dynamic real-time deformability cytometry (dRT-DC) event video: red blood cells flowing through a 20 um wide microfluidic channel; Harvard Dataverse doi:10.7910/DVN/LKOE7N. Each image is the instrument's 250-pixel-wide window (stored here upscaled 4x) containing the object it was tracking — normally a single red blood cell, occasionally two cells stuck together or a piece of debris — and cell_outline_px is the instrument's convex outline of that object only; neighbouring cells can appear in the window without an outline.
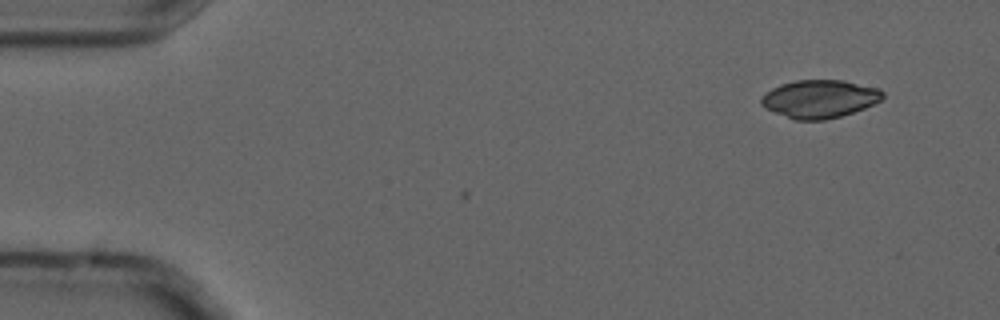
{"species": "common noctule bat (a hibernating species)", "species_latin": "Nyctalus noctula", "temperature_condition": "cold", "stored_images_in_passage": 3, "camera_frame_rate_fps": 3000, "um_per_image_px": 0.085, "animal": {"sex": "male", "forearm_length_mm": 52.5}, "frame": {"image": 1, "passage_image": 3, "time_ms": 0.667, "image_size_px": [1000, 320], "cell_outline_px": [[884, 96], [880, 100], [864, 108], [840, 116], [824, 120], [796, 120], [764, 108], [760, 104], [760, 100], [764, 92], [780, 84], [796, 80], [844, 80], [880, 88], [884, 92]], "centroid_in_image_um": [69.65, 8.39], "position_along_channel_um": 15.4, "area_um2": 26.99}}